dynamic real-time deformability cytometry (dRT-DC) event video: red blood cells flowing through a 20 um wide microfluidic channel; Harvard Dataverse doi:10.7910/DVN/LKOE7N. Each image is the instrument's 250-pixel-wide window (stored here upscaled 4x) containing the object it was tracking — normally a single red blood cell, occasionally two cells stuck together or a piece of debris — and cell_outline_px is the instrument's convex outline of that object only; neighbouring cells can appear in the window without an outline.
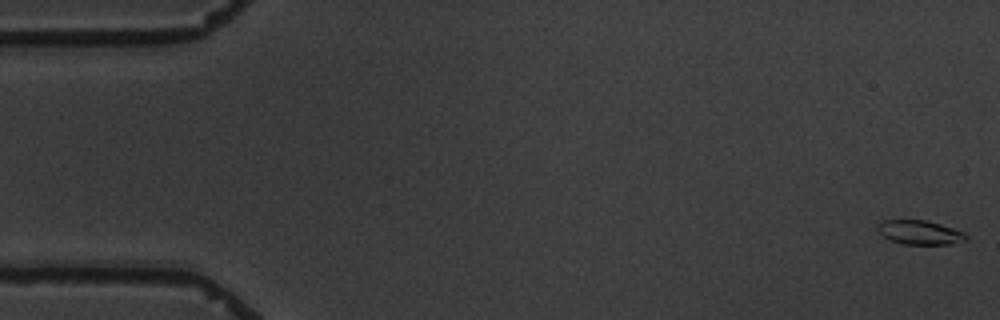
{"species": "common noctule bat (a hibernating species)", "species_latin": "Nyctalus noctula", "temperature_condition": "warm", "stored_images_in_passage": 6, "camera_frame_rate_fps": 3000, "um_per_image_px": 0.085, "animal": {"sex": "male", "body_mass_g": 19.5, "forearm_length_mm": 54.6}, "frame": {"image": 1, "passage_image": 1, "time_ms": 0.0, "image_size_px": [1000, 320], "cell_outline_px": [[968, 240], [952, 244], [904, 244], [892, 240], [884, 236], [876, 228], [884, 220], [924, 220], [940, 224], [964, 232], [968, 236]], "centroid_in_image_um": [78.24, 19.76], "position_along_channel_um": 6.8, "area_um2": 12.25}}
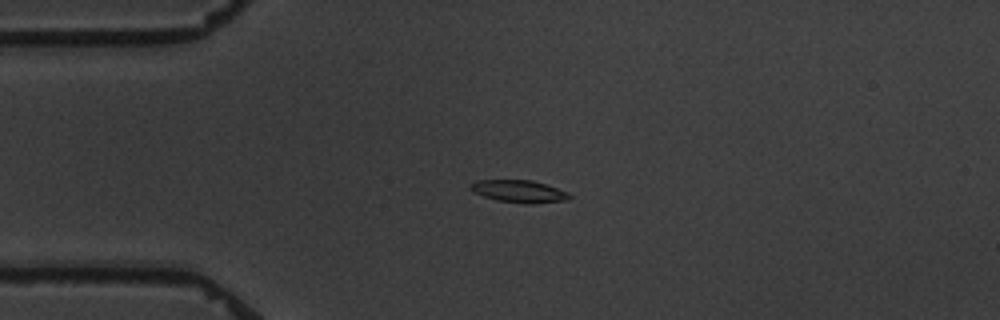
{"frame": {"image": 2, "passage_image": 4, "time_ms": 4.333, "image_size_px": [1000, 320], "cell_outline_px": [[572, 196], [568, 200], [532, 204], [524, 204], [496, 200], [472, 192], [468, 188], [468, 184], [476, 180], [532, 180], [568, 192]], "centroid_in_image_um": [44.07, 16.27], "position_along_channel_um": 40.9, "area_um2": 13.06}}
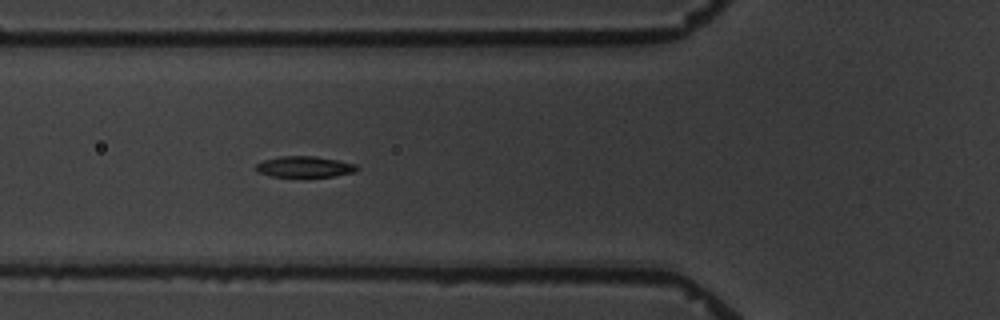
{"frame": {"image": 3, "passage_image": 6, "time_ms": 6.667, "image_size_px": [1000, 320], "cell_outline_px": [[360, 168], [356, 172], [332, 176], [272, 176], [256, 172], [256, 164], [264, 160], [280, 156], [316, 156], [356, 164]], "centroid_in_image_um": [25.9, 14.17], "position_along_channel_um": 99.9, "area_um2": 12.25}}